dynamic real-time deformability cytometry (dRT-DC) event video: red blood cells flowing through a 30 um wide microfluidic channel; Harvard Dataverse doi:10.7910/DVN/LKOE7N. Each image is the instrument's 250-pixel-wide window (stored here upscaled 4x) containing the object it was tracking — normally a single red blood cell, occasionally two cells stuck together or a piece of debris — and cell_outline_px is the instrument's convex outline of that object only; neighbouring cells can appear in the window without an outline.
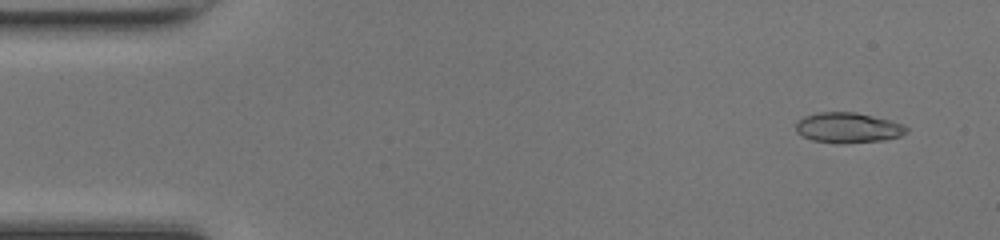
{"species": "common noctule bat (a hibernating species)", "species_latin": "Nyctalus noctula", "temperature_condition": "room temperature", "stored_images_in_passage": 48, "camera_frame_rate_fps": 3000, "um_per_image_px": 0.085, "animal": {"sex": "female", "body_mass_g": 17.0, "forearm_length_mm": 48.0}, "frame": {"image": 1, "passage_image": 3, "time_ms": 0.667, "image_size_px": [1000, 240], "cell_outline_px": [[908, 132], [900, 136], [884, 140], [812, 140], [796, 132], [796, 120], [804, 116], [816, 112], [856, 112], [892, 120], [904, 124], [908, 128]], "centroid_in_image_um": [72.1, 10.78], "position_along_channel_um": 12.9, "area_um2": 18.79}}
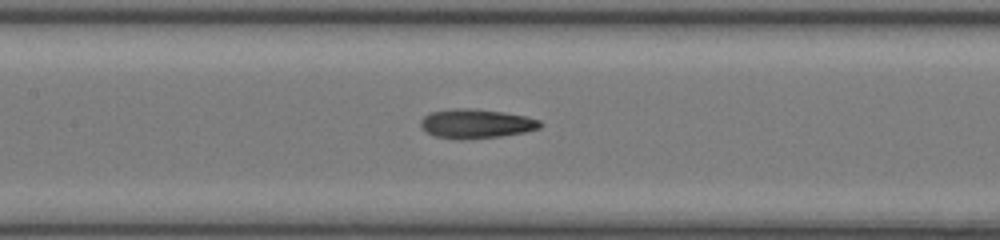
{"frame": {"image": 2, "passage_image": 22, "time_ms": 7.0, "image_size_px": [1000, 240], "cell_outline_px": [[544, 124], [540, 128], [524, 132], [500, 136], [460, 140], [456, 140], [436, 136], [428, 132], [420, 124], [420, 120], [424, 116], [432, 112], [452, 108], [468, 108], [504, 112], [524, 116], [540, 120]], "centroid_in_image_um": [40.48, 10.51], "position_along_channel_um": 166.9, "area_um2": 20.29}}
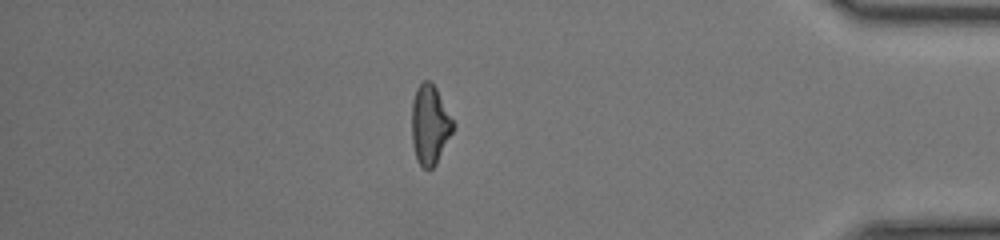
{"frame": {"image": 3, "passage_image": 41, "time_ms": 13.333, "image_size_px": [1000, 240], "cell_outline_px": [[456, 124], [436, 164], [428, 172], [416, 160], [412, 144], [412, 104], [416, 88], [424, 80], [432, 80]], "centroid_in_image_um": [36.54, 10.6], "position_along_channel_um": 398.7, "area_um2": 19.36}, "authors_computed_cell_mechanics": {"area_um2": 19.5364, "velocity_mm_per_s": 4.3089, "shape_relaxation_time_tau1_ms": 9.9581, "shape_relaxation_time_tau2_ms": 2.4213, "deformation_change_tau1": 0.2832, "deformation_change_tau2": 0.0985}}